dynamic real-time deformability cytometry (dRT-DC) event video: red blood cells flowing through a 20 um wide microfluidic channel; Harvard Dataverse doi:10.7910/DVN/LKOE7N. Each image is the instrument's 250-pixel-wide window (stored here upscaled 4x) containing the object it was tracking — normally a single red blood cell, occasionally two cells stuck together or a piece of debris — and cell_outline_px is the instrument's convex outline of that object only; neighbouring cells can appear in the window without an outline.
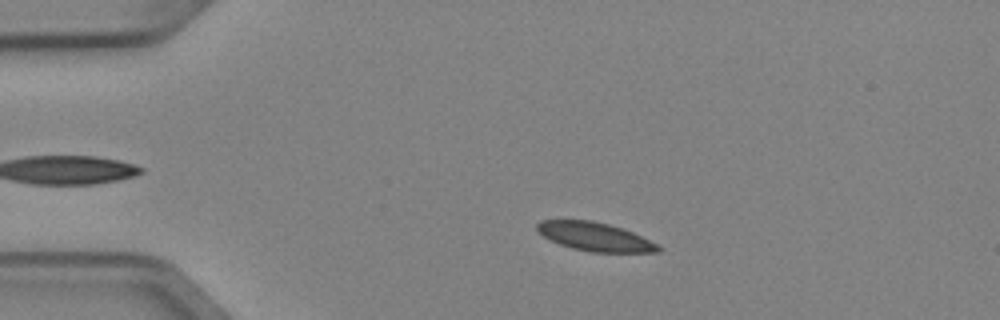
{"species": "Egyptian fruit bat (a non-hibernating species)", "species_latin": "Rousettus aegyptiacus", "temperature_condition": "cold", "stored_images_in_passage": 2, "camera_frame_rate_fps": 3000, "um_per_image_px": 0.085, "animal": {"sex": "female"}, "frame": {"image": 1, "passage_image": 1, "time_ms": 0.0, "image_size_px": [1000, 320], "cell_outline_px": [[664, 248], [660, 252], [592, 252], [572, 248], [560, 244], [544, 236], [536, 228], [536, 224], [540, 220], [592, 220], [608, 224], [632, 232]], "centroid_in_image_um": [50.57, 20.12], "position_along_channel_um": 34.4, "area_um2": 19.88}}